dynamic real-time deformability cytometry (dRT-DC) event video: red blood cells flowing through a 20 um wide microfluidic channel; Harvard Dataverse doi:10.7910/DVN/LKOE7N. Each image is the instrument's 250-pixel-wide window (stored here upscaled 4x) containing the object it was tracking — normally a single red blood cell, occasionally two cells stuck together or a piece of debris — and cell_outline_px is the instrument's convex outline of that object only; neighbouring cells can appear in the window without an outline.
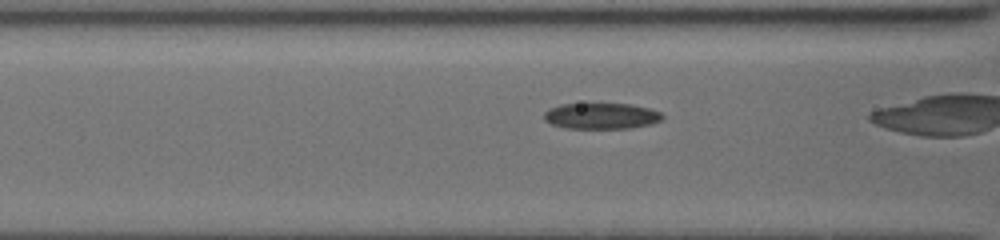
{"species": "common noctule bat (a hibernating species)", "species_latin": "Nyctalus noctula", "temperature_condition": "cold", "stored_images_in_passage": 17, "camera_frame_rate_fps": 3000, "um_per_image_px": 0.085, "animal": {"sex": "female", "body_mass_g": 19.5, "forearm_length_mm": 54.1}, "frame": {"image": 1, "passage_image": 3, "time_ms": 0.333, "image_size_px": [1000, 240], "cell_outline_px": [[664, 116], [660, 120], [652, 124], [628, 128], [568, 128], [552, 124], [544, 120], [544, 112], [560, 104], [632, 104], [648, 108], [660, 112]], "centroid_in_image_um": [51.12, 9.86], "position_along_channel_um": 115.5, "area_um2": 17.74}}
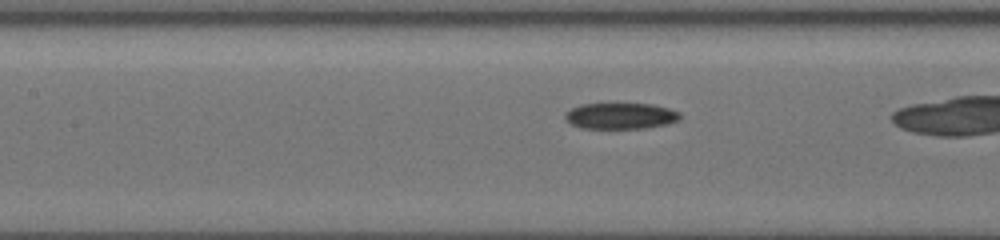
{"frame": {"image": 2, "passage_image": 9, "time_ms": 1.333, "image_size_px": [1000, 240], "cell_outline_px": [[680, 116], [676, 120], [668, 124], [644, 128], [580, 128], [572, 124], [564, 116], [564, 112], [580, 104], [652, 104], [668, 108], [680, 112]], "centroid_in_image_um": [52.73, 9.85], "position_along_channel_um": 154.7, "area_um2": 17.34}}